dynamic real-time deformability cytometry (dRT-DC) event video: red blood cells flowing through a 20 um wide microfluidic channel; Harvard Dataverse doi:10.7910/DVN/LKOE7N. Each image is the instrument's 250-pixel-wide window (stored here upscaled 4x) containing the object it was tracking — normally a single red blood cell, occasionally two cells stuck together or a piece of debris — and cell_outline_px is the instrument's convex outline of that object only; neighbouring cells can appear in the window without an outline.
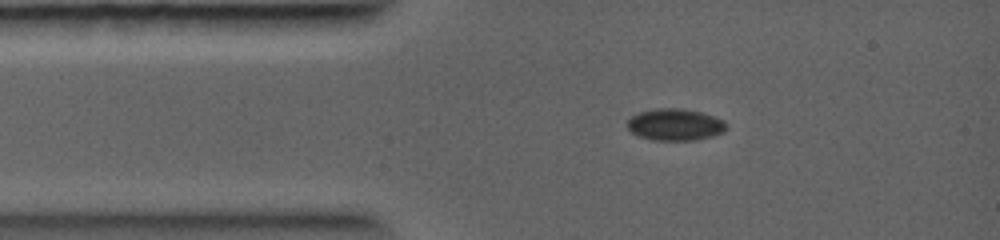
{"species": "common noctule bat (a hibernating species)", "species_latin": "Nyctalus noctula", "temperature_condition": "warm", "stored_images_in_passage": 11, "camera_frame_rate_fps": 5000, "um_per_image_px": 0.085, "animal": {"sex": "female", "body_mass_g": 19.0, "forearm_length_mm": 56.7}, "frame": {"image": 1, "passage_image": 1, "time_ms": 0.0, "image_size_px": [1000, 240], "cell_outline_px": [[728, 128], [724, 132], [712, 136], [696, 140], [652, 140], [636, 136], [628, 128], [628, 120], [632, 116], [640, 112], [656, 108], [684, 108], [716, 116], [724, 120]], "centroid_in_image_um": [57.41, 10.59], "position_along_channel_um": 27.6, "area_um2": 18.55}}
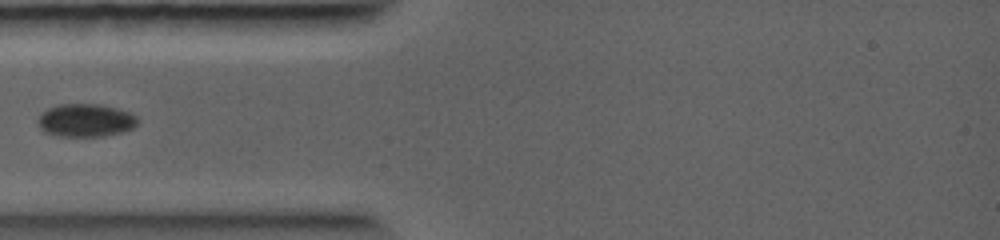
{"frame": {"image": 2, "passage_image": 4, "time_ms": 1.2, "image_size_px": [1000, 240], "cell_outline_px": [[136, 124], [132, 128], [120, 132], [104, 136], [60, 136], [44, 132], [40, 128], [36, 120], [40, 112], [56, 104], [100, 104], [116, 108], [128, 112], [136, 116]], "centroid_in_image_um": [7.2, 10.22], "position_along_channel_um": 77.8, "area_um2": 19.19}}